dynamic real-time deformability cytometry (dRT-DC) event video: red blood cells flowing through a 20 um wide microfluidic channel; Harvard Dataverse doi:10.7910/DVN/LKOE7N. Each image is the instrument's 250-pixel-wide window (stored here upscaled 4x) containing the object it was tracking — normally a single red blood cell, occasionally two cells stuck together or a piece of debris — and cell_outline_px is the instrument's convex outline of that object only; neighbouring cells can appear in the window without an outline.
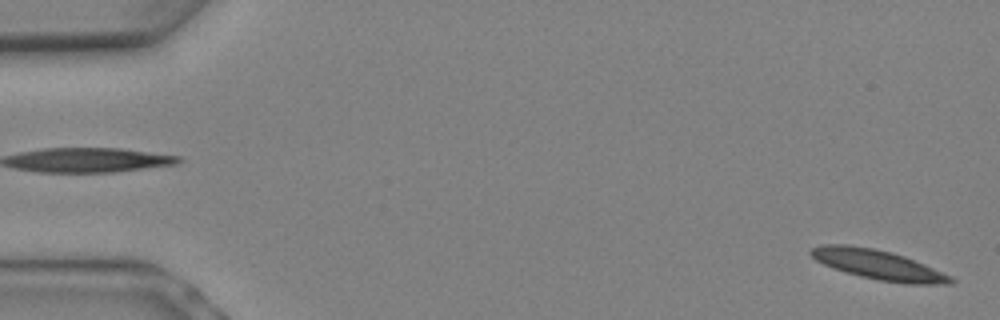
{"species": "Egyptian fruit bat (a non-hibernating species)", "species_latin": "Rousettus aegyptiacus", "temperature_condition": "warm", "stored_images_in_passage": 3, "segment_of_instrument_passage": [2, 2], "camera_frame_rate_fps": 3000, "um_per_image_px": 0.085, "animal": {"sex": "female"}, "frame": {"image": 1, "passage_image": 3, "time_ms": 0.667, "image_size_px": [1000, 320], "cell_outline_px": [[956, 280], [952, 284], [904, 284], [876, 280], [844, 272], [824, 264], [816, 260], [808, 252], [812, 248], [820, 244], [848, 244], [872, 248], [892, 252], [904, 256], [924, 264], [952, 276]], "centroid_in_image_um": [74.66, 22.51], "position_along_channel_um": 10.3, "area_um2": 24.33}}